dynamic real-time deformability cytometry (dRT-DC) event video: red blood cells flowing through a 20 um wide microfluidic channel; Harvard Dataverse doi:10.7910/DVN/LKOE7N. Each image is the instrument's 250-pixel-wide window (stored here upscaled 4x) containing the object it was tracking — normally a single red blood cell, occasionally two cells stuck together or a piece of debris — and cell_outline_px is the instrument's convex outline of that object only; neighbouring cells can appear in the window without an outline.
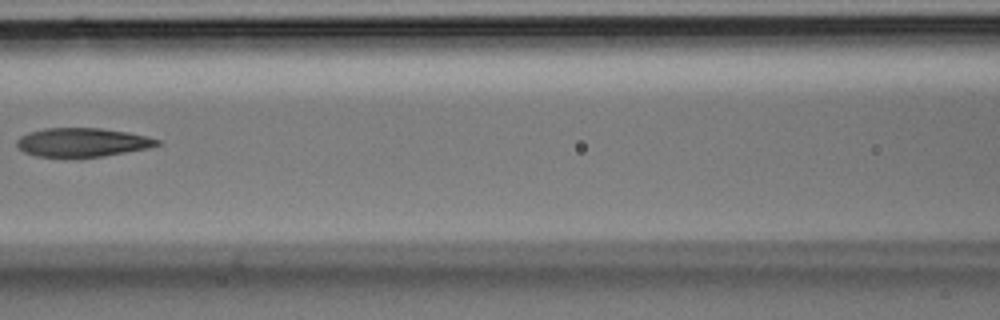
{"species": "Egyptian fruit bat (a non-hibernating species)", "species_latin": "Rousettus aegyptiacus", "temperature_condition": "room temperature", "stored_images_in_passage": 26, "camera_frame_rate_fps": 3000, "um_per_image_px": 0.085, "animal": {"sex": "male"}, "frame": {"image": 1, "passage_image": 6, "time_ms": 1.667, "image_size_px": [1000, 320], "cell_outline_px": [[160, 144], [148, 148], [100, 156], [36, 156], [24, 152], [16, 144], [16, 140], [20, 136], [28, 132], [44, 128], [100, 128], [128, 132], [148, 136], [160, 140]], "centroid_in_image_um": [6.98, 12.08], "position_along_channel_um": 159.6, "area_um2": 23.24}}
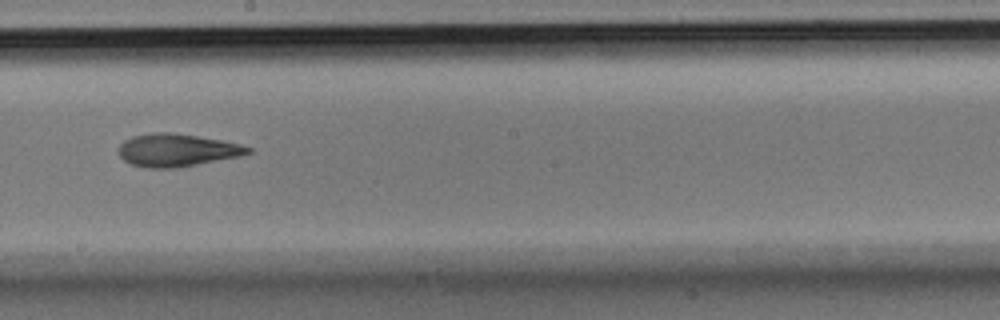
{"frame": {"image": 2, "passage_image": 10, "time_ms": 3.0, "image_size_px": [1000, 320], "cell_outline_px": [[252, 152], [240, 156], [176, 168], [148, 168], [132, 164], [124, 160], [116, 152], [120, 144], [124, 140], [132, 136], [156, 132], [172, 132], [220, 140], [240, 144], [252, 148]], "centroid_in_image_um": [15.0, 12.76], "position_along_channel_um": 233.2, "area_um2": 24.62}}
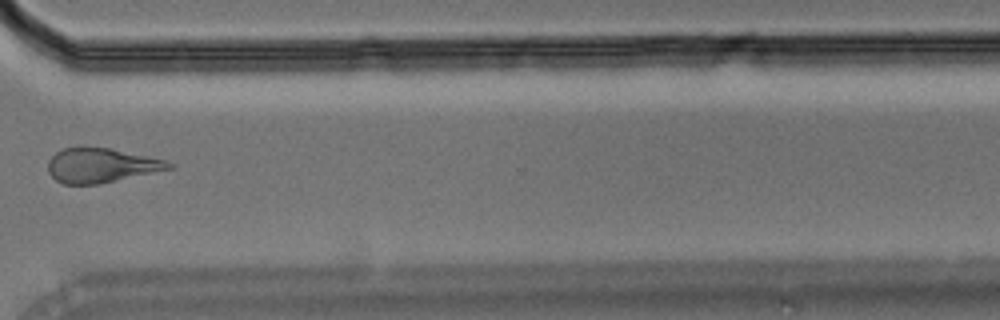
{"frame": {"image": 3, "passage_image": 17, "time_ms": 5.333, "image_size_px": [1000, 320], "cell_outline_px": [[176, 164], [172, 168], [100, 184], [64, 184], [56, 180], [48, 172], [48, 160], [56, 152], [64, 148], [108, 148], [148, 156], [164, 160]], "centroid_in_image_um": [8.59, 14.07], "position_along_channel_um": 362.0, "area_um2": 23.93}}